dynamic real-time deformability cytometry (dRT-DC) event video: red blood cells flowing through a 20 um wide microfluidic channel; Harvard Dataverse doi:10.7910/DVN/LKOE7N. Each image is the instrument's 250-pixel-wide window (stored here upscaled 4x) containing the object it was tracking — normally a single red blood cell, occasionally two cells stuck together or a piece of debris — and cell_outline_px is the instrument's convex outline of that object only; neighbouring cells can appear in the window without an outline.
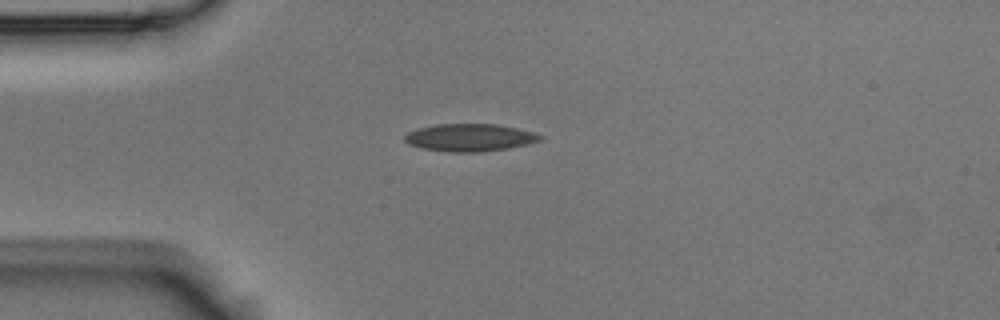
{"species": "Egyptian fruit bat (a non-hibernating species)", "species_latin": "Rousettus aegyptiacus", "temperature_condition": "room temperature", "stored_images_in_passage": 3, "camera_frame_rate_fps": 3000, "um_per_image_px": 0.085, "animal": {"sex": "male"}, "frame": {"image": 1, "passage_image": 1, "time_ms": 0.0, "image_size_px": [1000, 320], "cell_outline_px": [[544, 136], [540, 140], [528, 144], [508, 148], [484, 152], [448, 152], [424, 148], [408, 144], [404, 140], [404, 136], [408, 132], [420, 128], [436, 124], [496, 124], [516, 128], [532, 132]], "centroid_in_image_um": [39.93, 11.7], "position_along_channel_um": 45.1, "area_um2": 21.62}}
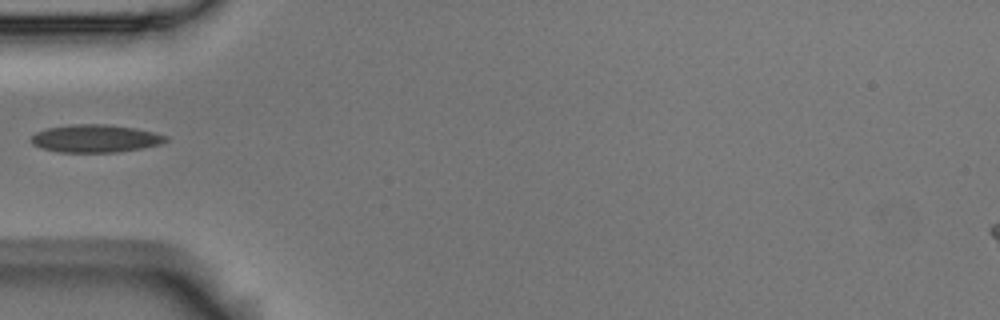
{"frame": {"image": 2, "passage_image": 2, "time_ms": 0.333, "image_size_px": [1000, 320], "cell_outline_px": [[168, 140], [160, 144], [144, 148], [116, 152], [56, 152], [40, 148], [32, 144], [32, 136], [36, 132], [48, 128], [72, 124], [108, 124], [136, 128], [168, 136]], "centroid_in_image_um": [8.11, 11.77], "position_along_channel_um": 76.9, "area_um2": 21.85}}
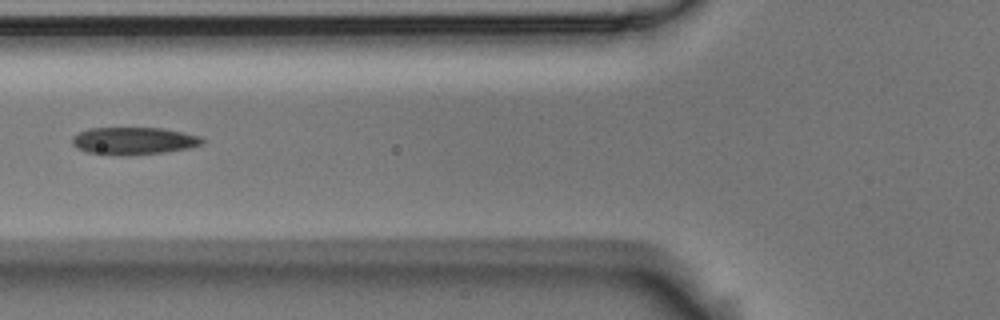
{"frame": {"image": 3, "passage_image": 3, "time_ms": 0.667, "image_size_px": [1000, 320], "cell_outline_px": [[208, 140], [204, 144], [188, 148], [164, 152], [128, 156], [116, 156], [88, 152], [76, 148], [72, 144], [72, 136], [88, 128], [160, 128], [184, 132], [200, 136]], "centroid_in_image_um": [11.39, 11.98], "position_along_channel_um": 114.4, "area_um2": 21.1}}